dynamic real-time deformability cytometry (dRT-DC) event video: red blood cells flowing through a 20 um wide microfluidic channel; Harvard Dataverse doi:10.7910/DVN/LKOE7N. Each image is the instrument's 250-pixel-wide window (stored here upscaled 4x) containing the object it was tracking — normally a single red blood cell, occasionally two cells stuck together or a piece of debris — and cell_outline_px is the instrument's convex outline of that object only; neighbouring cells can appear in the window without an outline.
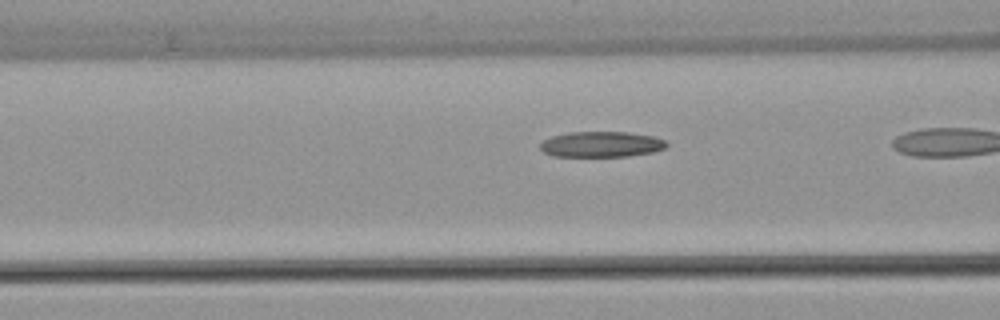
{"species": "common noctule bat (a hibernating species)", "species_latin": "Nyctalus noctula", "temperature_condition": "warm", "stored_images_in_passage": 16, "camera_frame_rate_fps": 3000, "um_per_image_px": 0.085, "animal": {"sex": "female", "body_mass_g": 22.7, "forearm_length_mm": 54.2}, "frame": {"image": 1, "passage_image": 12, "time_ms": 3.667, "image_size_px": [1000, 320], "cell_outline_px": [[668, 144], [664, 148], [652, 152], [628, 156], [552, 156], [544, 152], [540, 148], [540, 144], [544, 140], [552, 136], [568, 132], [628, 132], [652, 136], [668, 140]], "centroid_in_image_um": [51.12, 12.26], "position_along_channel_um": 115.5, "area_um2": 18.84}}